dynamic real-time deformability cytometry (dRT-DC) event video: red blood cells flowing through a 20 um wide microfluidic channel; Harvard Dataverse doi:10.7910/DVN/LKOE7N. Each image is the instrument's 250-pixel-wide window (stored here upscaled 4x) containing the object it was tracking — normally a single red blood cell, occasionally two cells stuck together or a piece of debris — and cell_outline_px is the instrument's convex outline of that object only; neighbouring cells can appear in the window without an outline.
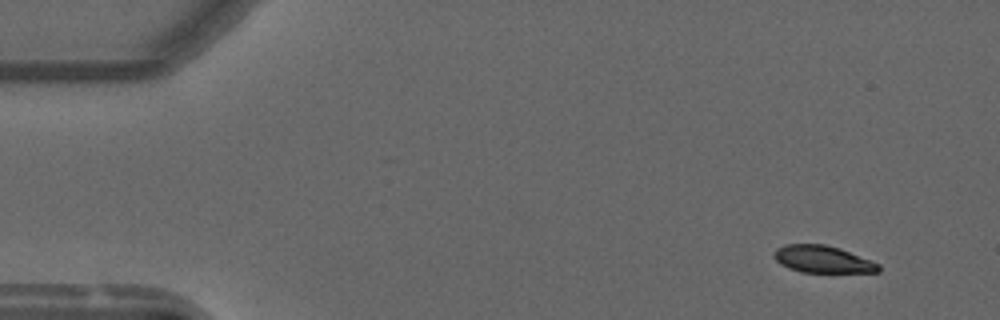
{"species": "common noctule bat (a hibernating species)", "species_latin": "Nyctalus noctula", "temperature_condition": "warm", "stored_images_in_passage": 7, "camera_frame_rate_fps": 3000, "um_per_image_px": 0.085, "animal": {"sex": "male", "forearm_length_mm": 52.5}, "frame": {"image": 1, "passage_image": 1, "time_ms": 0.0, "image_size_px": [1000, 320], "cell_outline_px": [[880, 272], [800, 272], [788, 268], [780, 264], [772, 256], [776, 248], [784, 244], [824, 244], [840, 248], [880, 264]], "centroid_in_image_um": [69.89, 22.03], "position_along_channel_um": 15.1, "area_um2": 16.59}}